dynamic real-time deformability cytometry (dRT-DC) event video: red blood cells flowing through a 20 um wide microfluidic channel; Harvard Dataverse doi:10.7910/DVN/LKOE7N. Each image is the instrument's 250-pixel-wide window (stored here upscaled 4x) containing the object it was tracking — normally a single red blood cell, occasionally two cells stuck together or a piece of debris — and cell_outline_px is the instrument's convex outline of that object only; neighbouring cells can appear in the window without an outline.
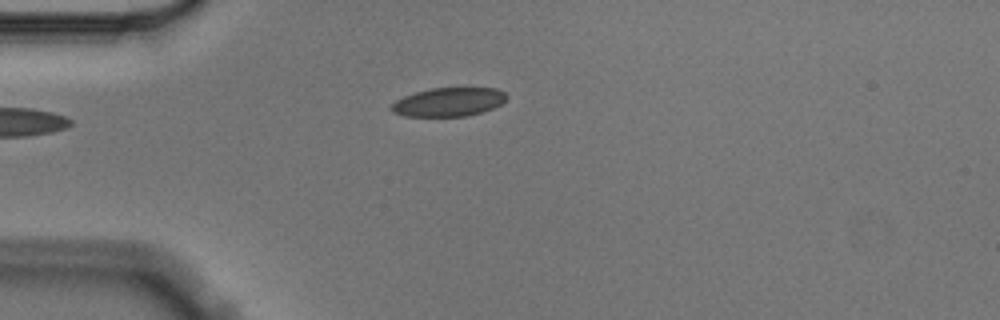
{"species": "Egyptian fruit bat (a non-hibernating species)", "species_latin": "Rousettus aegyptiacus", "temperature_condition": "cold", "stored_images_in_passage": 5, "camera_frame_rate_fps": 3000, "um_per_image_px": 0.085, "animal": {"sex": "male"}, "frame": {"image": 1, "passage_image": 5, "time_ms": 1.333, "image_size_px": [1000, 320], "cell_outline_px": [[508, 96], [500, 104], [492, 108], [468, 116], [404, 116], [392, 112], [388, 108], [396, 100], [404, 96], [416, 92], [432, 88], [496, 88], [504, 92]], "centroid_in_image_um": [38.1, 8.67], "position_along_channel_um": 46.9, "area_um2": 19.19}}